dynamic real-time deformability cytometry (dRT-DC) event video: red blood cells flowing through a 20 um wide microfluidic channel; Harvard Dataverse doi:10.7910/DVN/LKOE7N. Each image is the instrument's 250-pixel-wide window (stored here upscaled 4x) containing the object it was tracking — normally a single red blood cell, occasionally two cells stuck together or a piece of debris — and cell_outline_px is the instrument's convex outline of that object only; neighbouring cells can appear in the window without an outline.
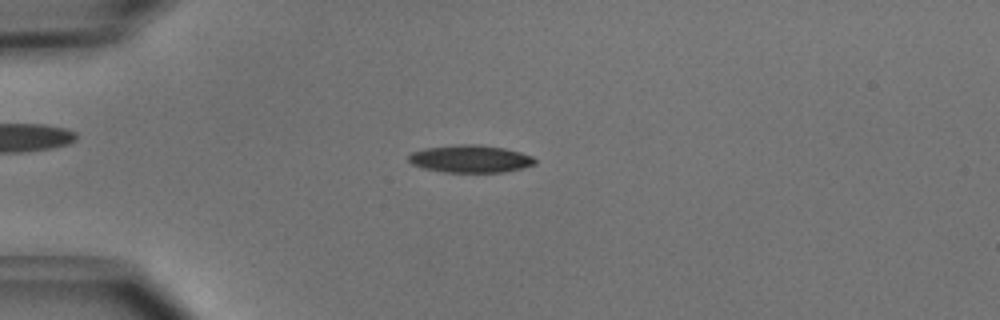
{"species": "common noctule bat (a hibernating species)", "species_latin": "Nyctalus noctula", "temperature_condition": "cold", "stored_images_in_passage": 35, "camera_frame_rate_fps": 3000, "um_per_image_px": 0.085, "animal": {"sex": "male", "body_mass_g": 15.6}, "frame": {"image": 1, "passage_image": 3, "time_ms": 0.667, "image_size_px": [1000, 320], "cell_outline_px": [[536, 164], [504, 172], [444, 172], [424, 168], [412, 164], [408, 160], [408, 156], [412, 152], [424, 148], [456, 144], [480, 144], [504, 148], [520, 152], [532, 156], [536, 160]], "centroid_in_image_um": [39.97, 13.49], "position_along_channel_um": 45.0, "area_um2": 20.29}}
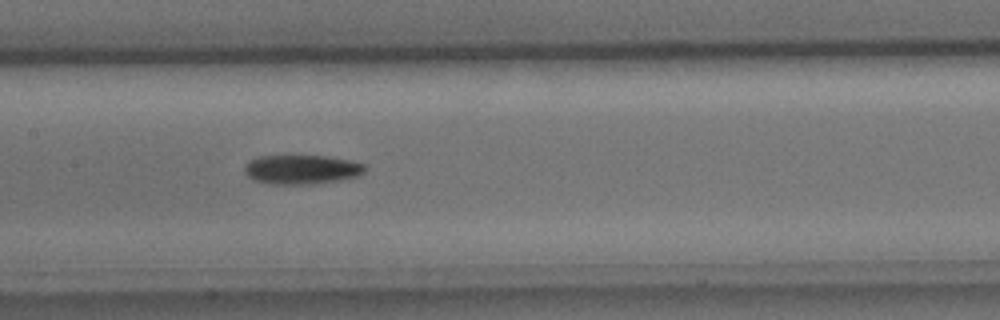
{"frame": {"image": 2, "passage_image": 15, "time_ms": 4.667, "image_size_px": [1000, 320], "cell_outline_px": [[364, 172], [360, 176], [312, 184], [268, 184], [252, 180], [244, 172], [244, 164], [248, 160], [260, 156], [328, 156], [348, 160], [364, 164]], "centroid_in_image_um": [25.58, 14.41], "position_along_channel_um": 181.8, "area_um2": 20.58}}
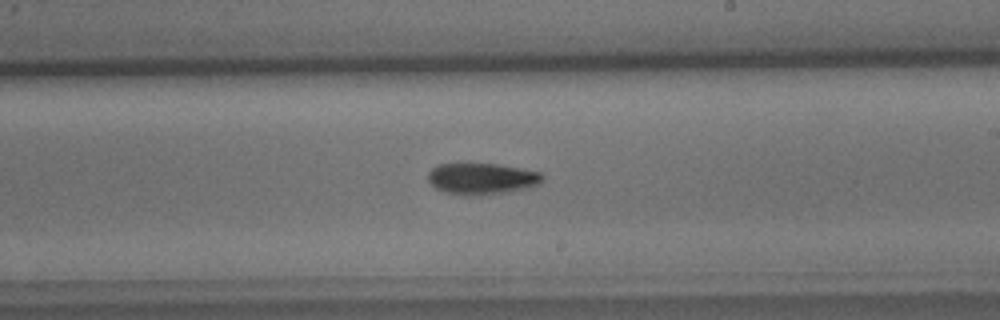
{"frame": {"image": 3, "passage_image": 20, "time_ms": 6.333, "image_size_px": [1000, 320], "cell_outline_px": [[544, 180], [536, 184], [524, 188], [508, 192], [480, 196], [460, 196], [444, 192], [436, 188], [428, 180], [428, 172], [436, 164], [496, 164], [520, 168], [540, 172], [544, 176]], "centroid_in_image_um": [40.91, 15.2], "position_along_channel_um": 248.1, "area_um2": 21.04}, "authors_computed_cell_mechanics": {"area_um2": 20.2878, "velocity_mm_per_s": 3.9888, "shape_relaxation_time_tau1_ms": 4.0093, "shape_relaxation_time_tau2_ms": null, "deformation_change_tau1": 0.14, "deformation_change_tau2": null}}